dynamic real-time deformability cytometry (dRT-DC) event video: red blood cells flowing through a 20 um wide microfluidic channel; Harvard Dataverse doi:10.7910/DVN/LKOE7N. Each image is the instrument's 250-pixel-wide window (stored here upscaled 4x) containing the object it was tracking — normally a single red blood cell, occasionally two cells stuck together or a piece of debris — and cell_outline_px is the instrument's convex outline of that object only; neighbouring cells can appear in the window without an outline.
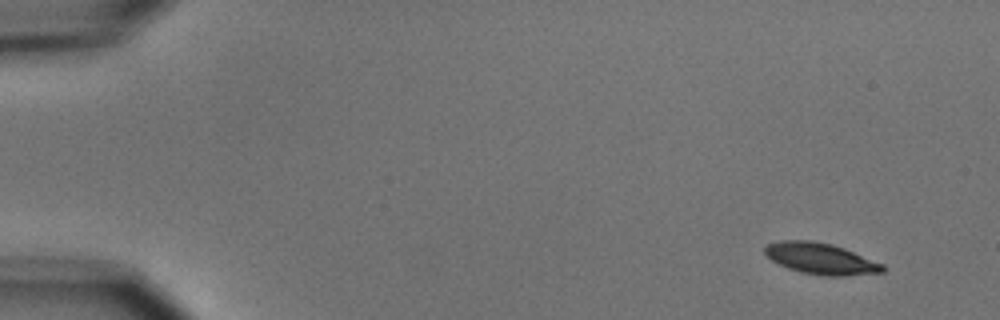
{"species": "common noctule bat (a hibernating species)", "species_latin": "Nyctalus noctula", "temperature_condition": "cold", "stored_images_in_passage": 6, "camera_frame_rate_fps": 3000, "um_per_image_px": 0.085, "animal": {"sex": "male", "body_mass_g": 15.6}, "frame": {"image": 1, "passage_image": 1, "time_ms": 0.0, "image_size_px": [1000, 320], "cell_outline_px": [[888, 268], [884, 272], [844, 276], [820, 276], [800, 272], [788, 268], [772, 260], [764, 252], [764, 248], [768, 244], [780, 240], [812, 240], [832, 244], [844, 248], [884, 264]], "centroid_in_image_um": [69.8, 21.99], "position_along_channel_um": 15.2, "area_um2": 21.62}}
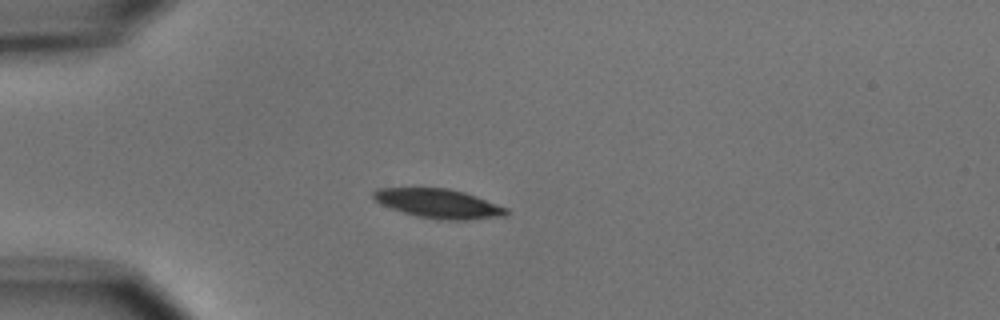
{"frame": {"image": 2, "passage_image": 4, "time_ms": 3.667, "image_size_px": [1000, 320], "cell_outline_px": [[508, 212], [504, 216], [472, 220], [440, 220], [416, 216], [380, 204], [372, 196], [372, 192], [376, 188], [448, 188], [464, 192], [476, 196], [508, 208]], "centroid_in_image_um": [37.29, 17.31], "position_along_channel_um": 47.7, "area_um2": 22.66}}
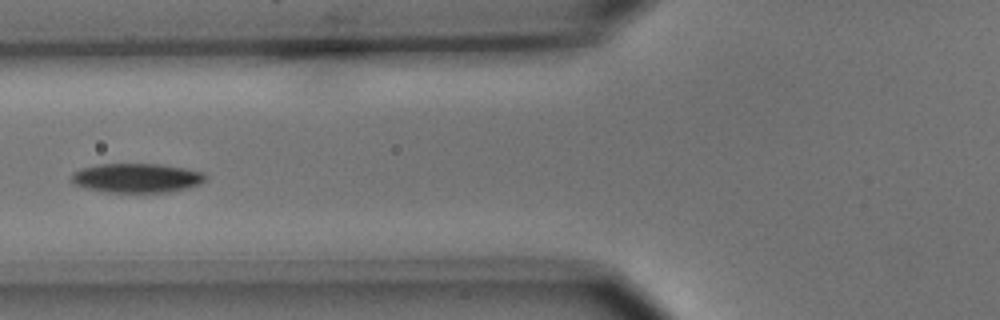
{"frame": {"image": 3, "passage_image": 6, "time_ms": 6.0, "image_size_px": [1000, 320], "cell_outline_px": [[208, 176], [200, 184], [168, 192], [104, 192], [84, 188], [72, 184], [72, 172], [80, 168], [96, 164], [160, 164], [184, 168], [204, 172]], "centroid_in_image_um": [11.58, 15.12], "position_along_channel_um": 114.2, "area_um2": 23.0}}